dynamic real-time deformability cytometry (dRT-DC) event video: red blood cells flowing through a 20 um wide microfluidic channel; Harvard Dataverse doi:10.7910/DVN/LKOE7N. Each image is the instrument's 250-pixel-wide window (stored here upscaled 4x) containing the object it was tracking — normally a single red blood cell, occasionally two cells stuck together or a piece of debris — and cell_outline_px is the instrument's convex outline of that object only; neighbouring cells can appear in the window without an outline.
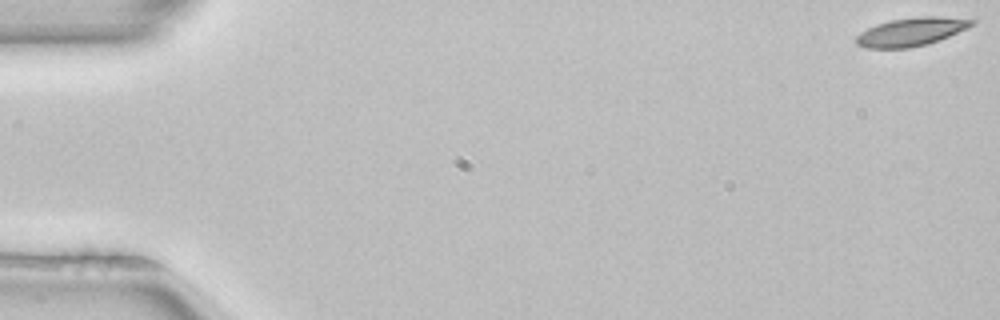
{"species": "common noctule bat (a hibernating species)", "species_latin": "Nyctalus noctula", "temperature_condition": "room temperature", "stored_images_in_passage": 52, "camera_frame_rate_fps": 3000, "um_per_image_px": 0.085, "animal": {"sex": "female", "body_mass_g": 22.7, "forearm_length_mm": 54.2}, "frame": {"image": 1, "passage_image": 1, "time_ms": 0.0, "image_size_px": [1000, 320], "cell_outline_px": [[976, 24], [968, 28], [940, 40], [928, 44], [908, 48], [864, 48], [856, 44], [856, 36], [860, 32], [876, 24], [892, 20], [920, 16], [936, 16], [976, 20]], "centroid_in_image_um": [77.46, 2.71], "position_along_channel_um": 7.5, "area_um2": 19.13}}
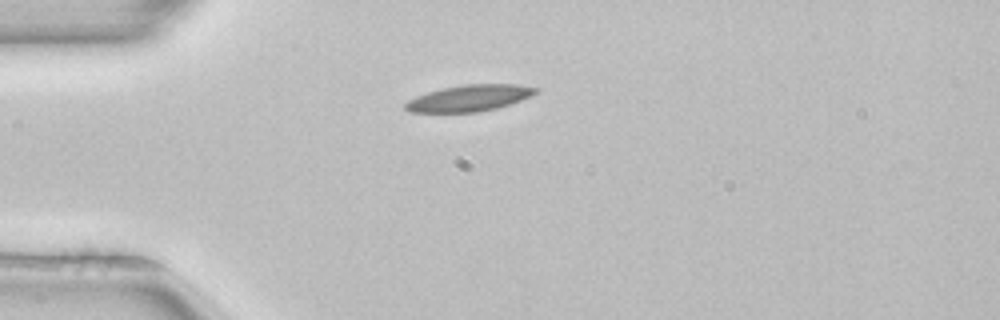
{"frame": {"image": 2, "passage_image": 14, "time_ms": 4.333, "image_size_px": [1000, 320], "cell_outline_px": [[540, 88], [536, 92], [520, 100], [496, 108], [476, 112], [408, 112], [404, 108], [404, 104], [408, 100], [416, 96], [440, 88], [464, 84], [520, 84]], "centroid_in_image_um": [39.85, 8.33], "position_along_channel_um": 45.1, "area_um2": 19.94}}
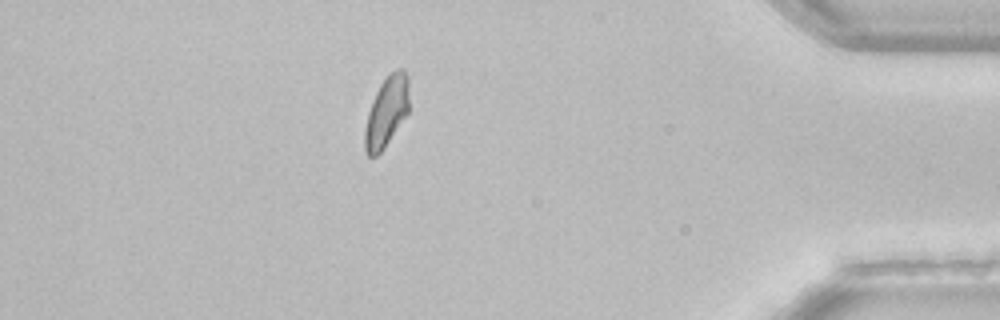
{"frame": {"image": 3, "passage_image": 46, "time_ms": 15.0, "image_size_px": [1000, 320], "cell_outline_px": [[408, 112], [384, 148], [376, 156], [368, 156], [364, 148], [364, 132], [368, 112], [372, 100], [380, 84], [388, 72], [396, 68], [404, 68], [408, 76]], "centroid_in_image_um": [32.85, 9.45], "position_along_channel_um": 402.4, "area_um2": 18.26}, "authors_computed_cell_mechanics": {"area_um2": 19.074, "velocity_mm_per_s": 3.9466, "shape_relaxation_time_tau1_ms": 4.7366, "shape_relaxation_time_tau2_ms": null, "deformation_change_tau1": 0.1306, "deformation_change_tau2": null}}